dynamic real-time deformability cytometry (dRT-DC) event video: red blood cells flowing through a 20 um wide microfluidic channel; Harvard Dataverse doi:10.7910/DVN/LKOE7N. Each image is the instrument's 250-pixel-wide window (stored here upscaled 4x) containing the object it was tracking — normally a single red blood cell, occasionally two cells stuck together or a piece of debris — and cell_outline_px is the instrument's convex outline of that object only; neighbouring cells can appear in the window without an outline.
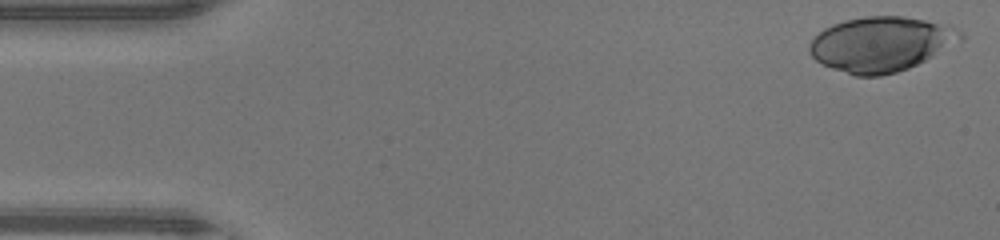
{"species": "human", "species_latin": "Homo sapiens", "temperature_condition": "warm", "stored_images_in_passage": 46, "camera_frame_rate_fps": 3000, "um_per_image_px": 0.085, "donor": {"sex": "male"}, "frame": {"image": 1, "passage_image": 1, "time_ms": 0.0, "image_size_px": [1000, 240], "cell_outline_px": [[964, 40], [908, 68], [896, 72], [880, 76], [856, 76], [832, 68], [816, 60], [812, 56], [808, 48], [808, 44], [824, 28], [832, 24], [844, 20], [864, 16], [900, 16], [948, 24], [960, 32], [964, 36]], "centroid_in_image_um": [74.89, 3.74], "position_along_channel_um": 10.1, "area_um2": 48.03}}
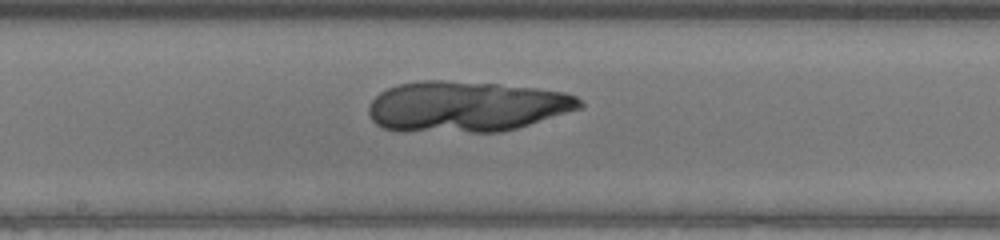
{"frame": {"image": 2, "passage_image": 24, "time_ms": 7.667, "image_size_px": [1000, 240], "cell_outline_px": [[584, 108], [516, 128], [500, 132], [400, 132], [384, 128], [376, 124], [372, 120], [368, 112], [368, 104], [380, 92], [388, 88], [400, 84], [420, 80], [440, 80], [496, 84], [536, 88], [564, 92], [576, 96], [584, 104]], "centroid_in_image_um": [39.61, 9.07], "position_along_channel_um": 208.6, "area_um2": 62.83}}
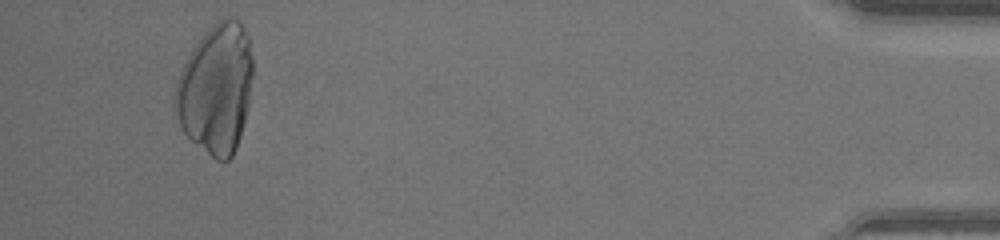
{"frame": {"image": 3, "passage_image": 44, "time_ms": 14.333, "image_size_px": [1000, 240], "cell_outline_px": [[252, 76], [248, 108], [240, 136], [236, 148], [232, 156], [228, 160], [216, 160], [192, 140], [180, 128], [172, 104], [172, 100], [176, 80], [180, 68], [192, 48], [204, 32], [224, 16], [228, 16], [236, 20], [244, 28], [248, 36], [252, 60]], "centroid_in_image_um": [18.32, 7.54], "position_along_channel_um": 416.9, "area_um2": 59.07}}